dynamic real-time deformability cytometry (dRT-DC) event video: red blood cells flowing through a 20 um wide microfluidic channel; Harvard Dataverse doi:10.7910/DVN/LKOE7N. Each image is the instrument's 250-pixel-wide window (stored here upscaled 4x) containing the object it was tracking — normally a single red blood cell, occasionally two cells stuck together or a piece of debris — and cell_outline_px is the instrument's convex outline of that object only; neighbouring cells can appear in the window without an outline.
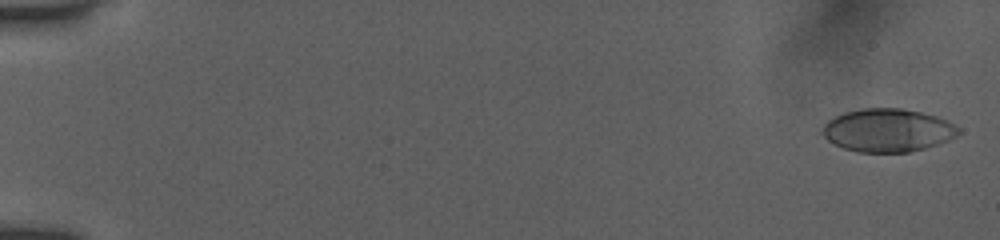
{"species": "human", "species_latin": "Homo sapiens", "temperature_condition": "room temperature", "stored_images_in_passage": 54, "camera_frame_rate_fps": 3000, "um_per_image_px": 0.085, "donor": {"sex": "female"}, "frame": {"image": 1, "passage_image": 2, "time_ms": 0.333, "image_size_px": [1000, 240], "cell_outline_px": [[960, 132], [956, 136], [948, 140], [924, 148], [908, 152], [856, 152], [844, 148], [828, 140], [816, 132], [828, 120], [844, 112], [864, 108], [904, 108], [936, 116], [948, 120], [960, 128]], "centroid_in_image_um": [75.42, 11.07], "position_along_channel_um": 9.6, "area_um2": 34.39}}
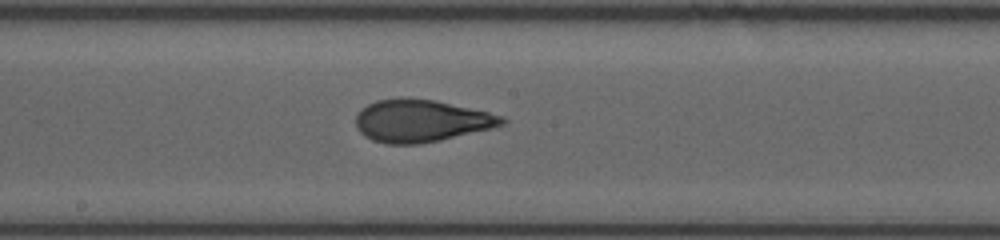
{"frame": {"image": 2, "passage_image": 31, "time_ms": 10.0, "image_size_px": [1000, 240], "cell_outline_px": [[508, 120], [504, 124], [492, 128], [440, 140], [420, 144], [384, 144], [372, 140], [364, 136], [356, 128], [356, 116], [368, 104], [376, 100], [436, 100], [488, 112], [504, 116]], "centroid_in_image_um": [35.82, 10.3], "position_along_channel_um": 212.4, "area_um2": 35.49}}
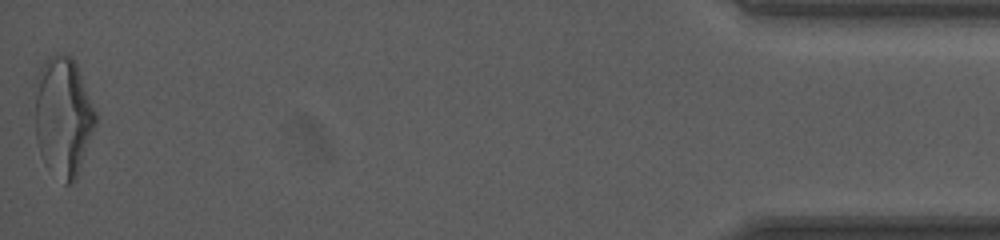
{"frame": {"image": 3, "passage_image": 54, "time_ms": 17.667, "image_size_px": [1000, 240], "cell_outline_px": [[96, 124], [76, 180], [68, 184], [64, 184], [40, 152], [36, 140], [36, 76], [40, 68], [48, 56], [56, 52], [72, 56], [80, 72], [96, 112]], "centroid_in_image_um": [5.39, 9.85], "position_along_channel_um": 429.8, "area_um2": 41.79}, "authors_computed_cell_mechanics": {"area_um2": 35.4025, "velocity_mm_per_s": 3.9304, "shape_relaxation_time_tau1_ms": 5.2262, "shape_relaxation_time_tau2_ms": 1.448, "deformation_change_tau1": 0.2091, "deformation_change_tau2": 0.0895}}